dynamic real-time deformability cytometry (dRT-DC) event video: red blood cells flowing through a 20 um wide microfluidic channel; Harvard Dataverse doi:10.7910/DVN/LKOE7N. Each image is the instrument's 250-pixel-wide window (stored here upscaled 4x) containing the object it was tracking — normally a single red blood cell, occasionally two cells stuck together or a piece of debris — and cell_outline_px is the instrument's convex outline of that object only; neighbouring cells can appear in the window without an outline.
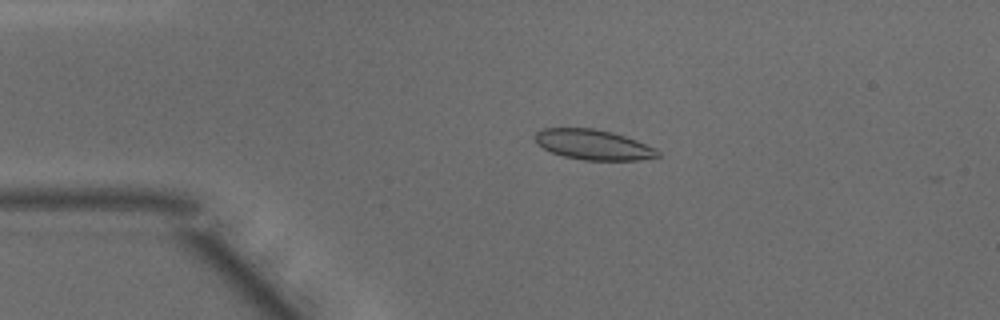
{"species": "common noctule bat (a hibernating species)", "species_latin": "Nyctalus noctula", "temperature_condition": "warm", "stored_images_in_passage": 12, "camera_frame_rate_fps": 3000, "um_per_image_px": 0.085, "animal": {"sex": "male", "body_mass_g": 15.6}, "frame": {"image": 1, "passage_image": 10, "time_ms": 3.0, "image_size_px": [1000, 320], "cell_outline_px": [[660, 156], [640, 160], [584, 160], [564, 156], [552, 152], [536, 144], [536, 132], [540, 128], [592, 128], [612, 132], [636, 140], [656, 148], [660, 152]], "centroid_in_image_um": [50.44, 12.29], "position_along_channel_um": 34.6, "area_um2": 21.5}}